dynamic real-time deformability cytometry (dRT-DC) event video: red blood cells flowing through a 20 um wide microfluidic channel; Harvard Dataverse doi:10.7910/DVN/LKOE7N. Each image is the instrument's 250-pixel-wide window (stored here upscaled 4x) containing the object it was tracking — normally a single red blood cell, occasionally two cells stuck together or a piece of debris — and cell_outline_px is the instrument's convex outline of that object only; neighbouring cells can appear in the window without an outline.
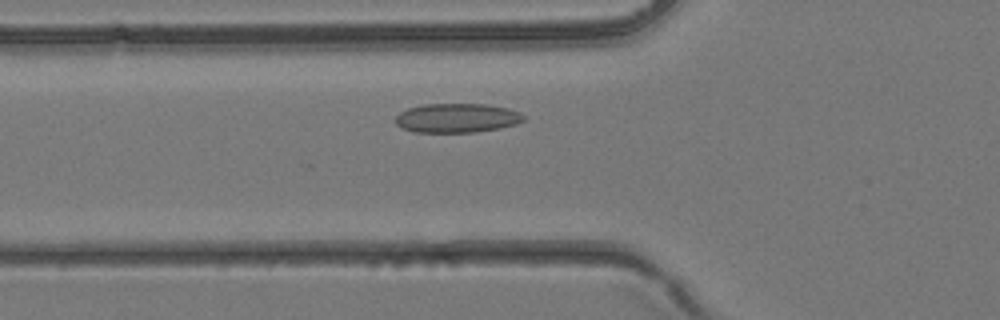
{"species": "common noctule bat (a hibernating species)", "species_latin": "Nyctalus noctula", "temperature_condition": "room temperature", "stored_images_in_passage": 32, "camera_frame_rate_fps": 3000, "um_per_image_px": 0.085, "animal": {"sex": "female", "body_mass_g": 24.6, "forearm_length_mm": 56.2}, "frame": {"image": 1, "passage_image": 7, "time_ms": 2.0, "image_size_px": [1000, 320], "cell_outline_px": [[524, 120], [516, 124], [500, 128], [476, 132], [416, 132], [400, 128], [396, 124], [396, 116], [400, 112], [408, 108], [424, 104], [484, 104], [508, 108], [520, 112], [524, 116]], "centroid_in_image_um": [38.83, 10.03], "position_along_channel_um": 87.0, "area_um2": 21.85}}
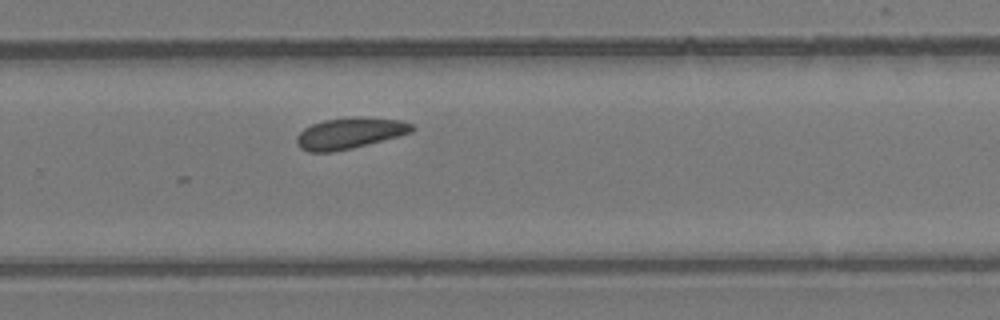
{"frame": {"image": 2, "passage_image": 19, "time_ms": 6.0, "image_size_px": [1000, 320], "cell_outline_px": [[416, 128], [412, 132], [400, 136], [352, 148], [332, 152], [308, 152], [300, 148], [296, 144], [296, 136], [304, 128], [312, 124], [324, 120], [352, 116], [364, 116], [400, 120], [412, 124]], "centroid_in_image_um": [29.73, 11.31], "position_along_channel_um": 300.1, "area_um2": 21.21}}
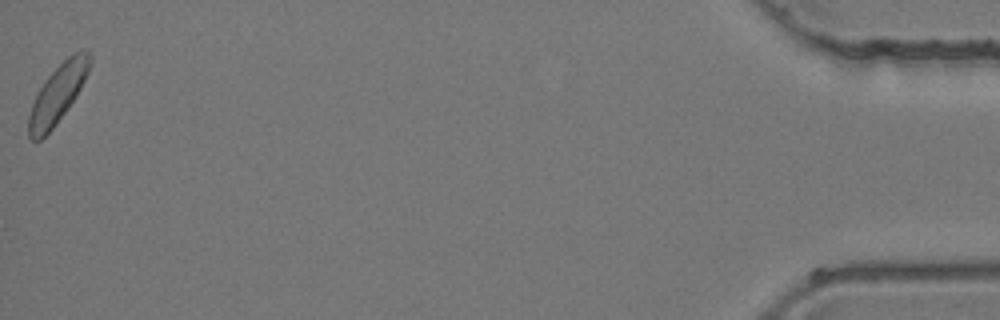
{"frame": {"image": 3, "passage_image": 32, "time_ms": 10.333, "image_size_px": [1000, 320], "cell_outline_px": [[92, 60], [88, 72], [76, 96], [68, 108], [52, 128], [40, 140], [32, 140], [28, 136], [28, 116], [32, 104], [44, 80], [72, 52], [88, 48], [92, 56]], "centroid_in_image_um": [4.93, 7.93], "position_along_channel_um": 430.3, "area_um2": 20.63}}